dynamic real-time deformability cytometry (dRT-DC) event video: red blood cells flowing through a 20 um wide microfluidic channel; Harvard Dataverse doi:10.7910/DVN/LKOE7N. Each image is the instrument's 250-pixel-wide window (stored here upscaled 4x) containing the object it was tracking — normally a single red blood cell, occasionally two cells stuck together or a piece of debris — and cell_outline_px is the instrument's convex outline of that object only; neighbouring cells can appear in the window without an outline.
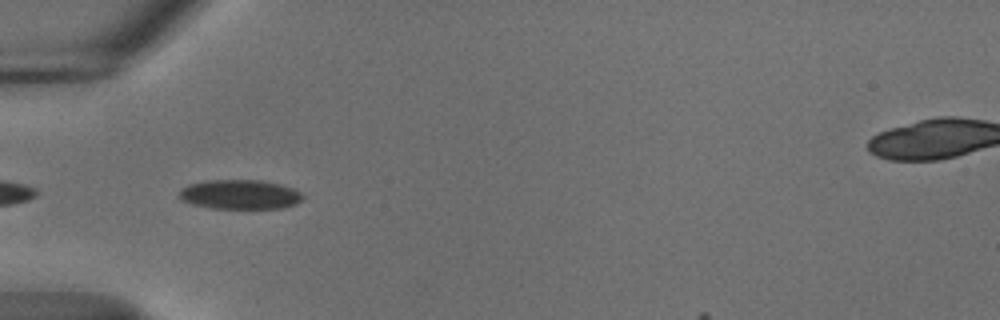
{"species": "common noctule bat (a hibernating species)", "species_latin": "Nyctalus noctula", "temperature_condition": "cold", "stored_images_in_passage": 4, "camera_frame_rate_fps": 3000, "um_per_image_px": 0.085, "animal": {"sex": "male", "body_mass_g": 18.8}, "frame": {"image": 1, "passage_image": 2, "time_ms": 0.333, "image_size_px": [1000, 320], "cell_outline_px": [[304, 196], [296, 204], [280, 208], [212, 208], [192, 204], [180, 200], [180, 188], [188, 184], [208, 180], [260, 180], [280, 184], [292, 188], [300, 192]], "centroid_in_image_um": [20.37, 16.52], "position_along_channel_um": 64.6, "area_um2": 21.15}}